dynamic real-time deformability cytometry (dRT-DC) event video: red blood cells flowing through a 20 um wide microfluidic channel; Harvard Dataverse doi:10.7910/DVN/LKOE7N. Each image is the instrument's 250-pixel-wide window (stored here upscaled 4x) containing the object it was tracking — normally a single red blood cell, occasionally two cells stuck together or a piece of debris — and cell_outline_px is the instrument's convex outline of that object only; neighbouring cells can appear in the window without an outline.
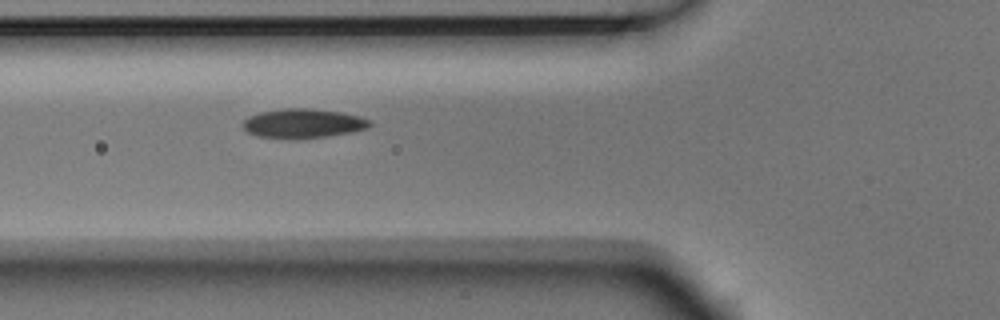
{"species": "Egyptian fruit bat (a non-hibernating species)", "species_latin": "Rousettus aegyptiacus", "temperature_condition": "room temperature", "stored_images_in_passage": 3, "camera_frame_rate_fps": 3000, "um_per_image_px": 0.085, "animal": {"sex": "male"}, "frame": {"image": 1, "passage_image": 3, "time_ms": 0.667, "image_size_px": [1000, 320], "cell_outline_px": [[372, 124], [368, 128], [352, 132], [328, 136], [300, 140], [288, 140], [256, 136], [248, 132], [240, 124], [248, 116], [260, 112], [284, 108], [304, 108], [340, 112], [360, 116], [372, 120]], "centroid_in_image_um": [25.74, 10.51], "position_along_channel_um": 100.1, "area_um2": 22.2}}